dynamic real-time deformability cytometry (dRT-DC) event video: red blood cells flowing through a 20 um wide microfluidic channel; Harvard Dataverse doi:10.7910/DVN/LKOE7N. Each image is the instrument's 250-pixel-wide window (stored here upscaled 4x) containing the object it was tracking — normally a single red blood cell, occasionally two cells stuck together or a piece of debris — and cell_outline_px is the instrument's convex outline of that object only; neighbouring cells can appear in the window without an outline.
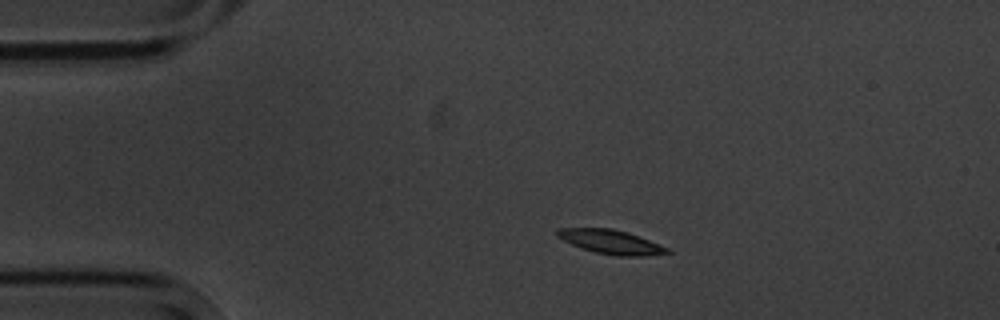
{"species": "common noctule bat (a hibernating species)", "species_latin": "Nyctalus noctula", "temperature_condition": "cold", "stored_images_in_passage": 9, "camera_frame_rate_fps": 3000, "um_per_image_px": 0.085, "animal": {"sex": "male", "body_mass_g": 20.1, "forearm_length_mm": 53.5}, "frame": {"image": 1, "passage_image": 2, "time_ms": 1.333, "image_size_px": [1000, 320], "cell_outline_px": [[672, 252], [648, 256], [616, 256], [596, 252], [580, 248], [556, 236], [556, 228], [612, 228], [628, 232], [668, 248]], "centroid_in_image_um": [51.91, 20.56], "position_along_channel_um": 33.1, "area_um2": 15.37}}
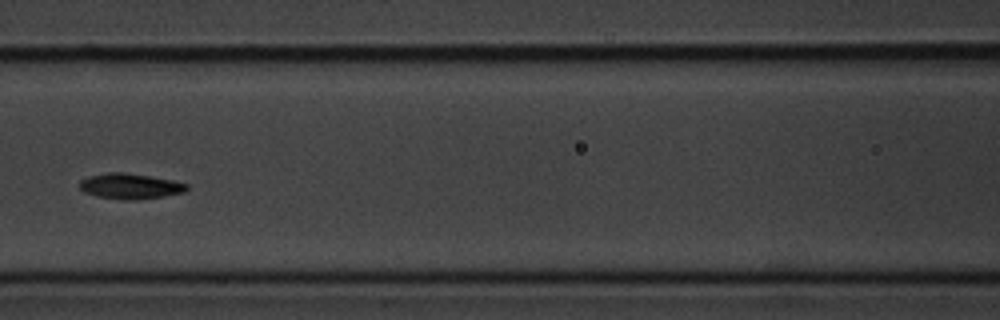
{"frame": {"image": 2, "passage_image": 6, "time_ms": 6.0, "image_size_px": [1000, 320], "cell_outline_px": [[188, 188], [184, 192], [164, 196], [136, 200], [124, 200], [96, 196], [84, 192], [80, 188], [80, 180], [88, 176], [108, 172], [124, 172], [172, 180], [188, 184]], "centroid_in_image_um": [11.04, 15.83], "position_along_channel_um": 155.6, "area_um2": 15.9}}
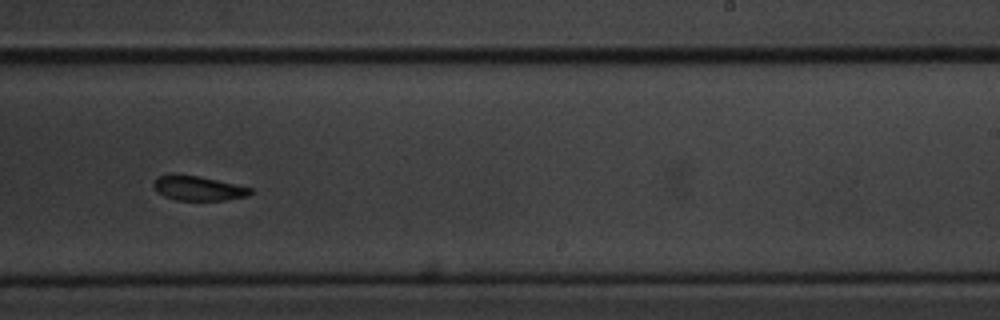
{"frame": {"image": 3, "passage_image": 9, "time_ms": 9.333, "image_size_px": [1000, 320], "cell_outline_px": [[252, 192], [248, 196], [224, 200], [176, 200], [164, 196], [156, 192], [152, 188], [152, 184], [156, 176], [172, 172], [196, 176], [216, 180], [252, 188]], "centroid_in_image_um": [16.74, 15.98], "position_along_channel_um": 272.3, "area_um2": 14.1}}